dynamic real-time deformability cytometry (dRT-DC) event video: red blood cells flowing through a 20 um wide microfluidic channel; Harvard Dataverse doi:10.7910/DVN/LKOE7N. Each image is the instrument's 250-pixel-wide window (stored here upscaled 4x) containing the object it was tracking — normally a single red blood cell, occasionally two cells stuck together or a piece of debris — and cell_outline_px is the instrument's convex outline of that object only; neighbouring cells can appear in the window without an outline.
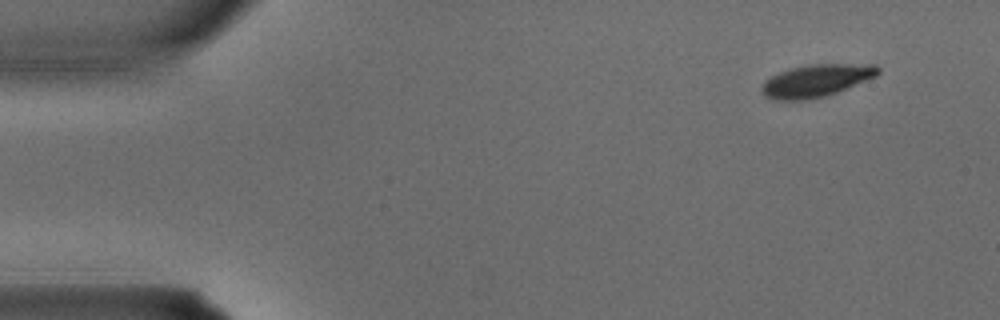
{"species": "common noctule bat (a hibernating species)", "species_latin": "Nyctalus noctula", "temperature_condition": "warm", "stored_images_in_passage": 2, "camera_frame_rate_fps": 3000, "um_per_image_px": 0.085, "animal": {"sex": "male", "body_mass_g": 15.6}, "frame": {"image": 1, "passage_image": 1, "time_ms": 0.0, "image_size_px": [1000, 320], "cell_outline_px": [[880, 72], [876, 76], [836, 92], [824, 96], [808, 100], [772, 100], [764, 96], [764, 80], [780, 72], [792, 68], [808, 64], [876, 64], [880, 68]], "centroid_in_image_um": [69.4, 6.85], "position_along_channel_um": 15.6, "area_um2": 21.73}}